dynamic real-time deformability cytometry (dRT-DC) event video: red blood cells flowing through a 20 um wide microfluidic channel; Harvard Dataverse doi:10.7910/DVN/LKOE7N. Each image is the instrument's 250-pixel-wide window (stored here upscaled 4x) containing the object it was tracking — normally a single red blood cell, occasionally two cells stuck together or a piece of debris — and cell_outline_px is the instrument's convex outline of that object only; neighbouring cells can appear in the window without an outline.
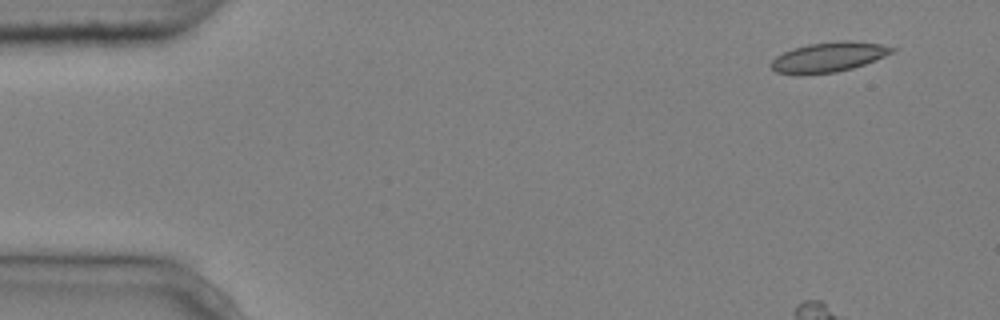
{"species": "common noctule bat (a hibernating species)", "species_latin": "Nyctalus noctula", "temperature_condition": "cold", "stored_images_in_passage": 4, "camera_frame_rate_fps": 3000, "um_per_image_px": 0.085, "animal": {"sex": "male", "body_mass_g": 20.4}, "frame": {"image": 1, "passage_image": 1, "time_ms": 0.0, "image_size_px": [1000, 320], "cell_outline_px": [[896, 48], [892, 52], [876, 60], [852, 68], [836, 72], [800, 76], [776, 72], [768, 64], [776, 56], [792, 48], [808, 44], [840, 40], [852, 40], [880, 44]], "centroid_in_image_um": [70.38, 4.86], "position_along_channel_um": 14.6, "area_um2": 21.33}}